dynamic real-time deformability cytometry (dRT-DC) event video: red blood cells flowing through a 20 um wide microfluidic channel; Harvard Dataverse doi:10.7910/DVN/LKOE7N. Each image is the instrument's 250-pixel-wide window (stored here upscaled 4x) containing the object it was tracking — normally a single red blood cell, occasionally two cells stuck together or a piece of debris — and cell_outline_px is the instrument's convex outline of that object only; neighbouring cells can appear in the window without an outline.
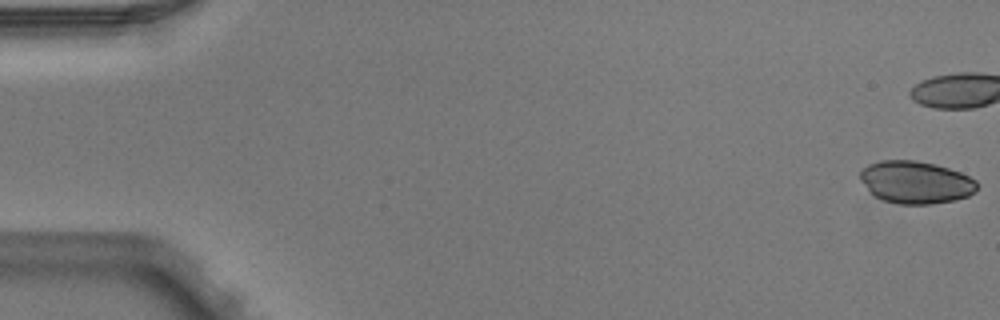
{"species": "Egyptian fruit bat (a non-hibernating species)", "species_latin": "Rousettus aegyptiacus", "temperature_condition": "warm", "stored_images_in_passage": 3, "camera_frame_rate_fps": 3000, "um_per_image_px": 0.085, "animal": {"sex": "male"}, "frame": {"image": 1, "passage_image": 1, "time_ms": 0.0, "image_size_px": [1000, 320], "cell_outline_px": [[976, 192], [968, 196], [952, 200], [932, 204], [900, 204], [884, 200], [876, 196], [860, 180], [860, 172], [868, 164], [880, 160], [916, 160], [936, 164], [960, 172], [976, 180]], "centroid_in_image_um": [77.85, 15.48], "position_along_channel_um": 7.2, "area_um2": 28.73}}